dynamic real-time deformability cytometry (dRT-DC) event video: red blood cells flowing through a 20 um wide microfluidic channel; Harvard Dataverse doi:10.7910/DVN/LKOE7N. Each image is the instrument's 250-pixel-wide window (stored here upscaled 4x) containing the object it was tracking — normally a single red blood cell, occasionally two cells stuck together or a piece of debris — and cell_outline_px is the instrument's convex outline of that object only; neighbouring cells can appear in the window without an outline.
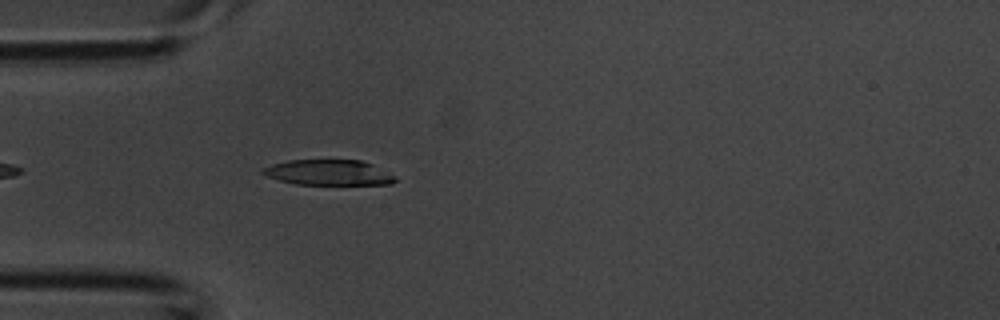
{"species": "common noctule bat (a hibernating species)", "species_latin": "Nyctalus noctula", "temperature_condition": "room temperature", "stored_images_in_passage": 3, "camera_frame_rate_fps": 3000, "um_per_image_px": 0.085, "animal": {"sex": "male", "body_mass_g": 20.1, "forearm_length_mm": 53.5}, "frame": {"image": 1, "passage_image": 3, "time_ms": 0.667, "image_size_px": [1000, 320], "cell_outline_px": [[396, 180], [392, 184], [296, 184], [280, 180], [268, 176], [260, 172], [260, 168], [272, 164], [288, 160], [360, 160], [372, 164], [396, 176]], "centroid_in_image_um": [27.91, 14.66], "position_along_channel_um": 57.1, "area_um2": 19.54}}